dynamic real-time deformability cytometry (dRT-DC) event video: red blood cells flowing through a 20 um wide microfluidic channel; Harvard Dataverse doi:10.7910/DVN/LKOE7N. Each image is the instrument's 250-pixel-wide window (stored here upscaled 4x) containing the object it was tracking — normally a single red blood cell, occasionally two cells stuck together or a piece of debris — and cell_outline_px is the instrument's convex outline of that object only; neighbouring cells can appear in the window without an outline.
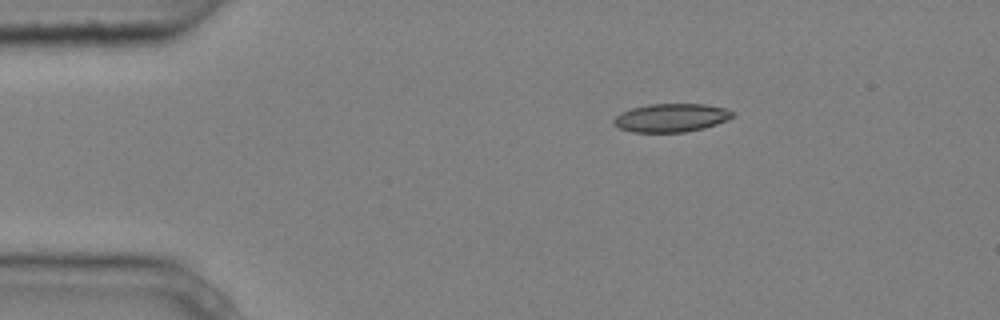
{"species": "common noctule bat (a hibernating species)", "species_latin": "Nyctalus noctula", "temperature_condition": "cold", "stored_images_in_passage": 4, "camera_frame_rate_fps": 3000, "um_per_image_px": 0.085, "animal": {"sex": "male", "body_mass_g": 20.4}, "frame": {"image": 1, "passage_image": 1, "time_ms": 0.0, "image_size_px": [1000, 320], "cell_outline_px": [[736, 116], [716, 124], [704, 128], [684, 132], [632, 132], [620, 128], [612, 124], [612, 120], [620, 112], [632, 108], [648, 104], [704, 104], [724, 108], [736, 112]], "centroid_in_image_um": [57.05, 10.01], "position_along_channel_um": 28.0, "area_um2": 19.77}}
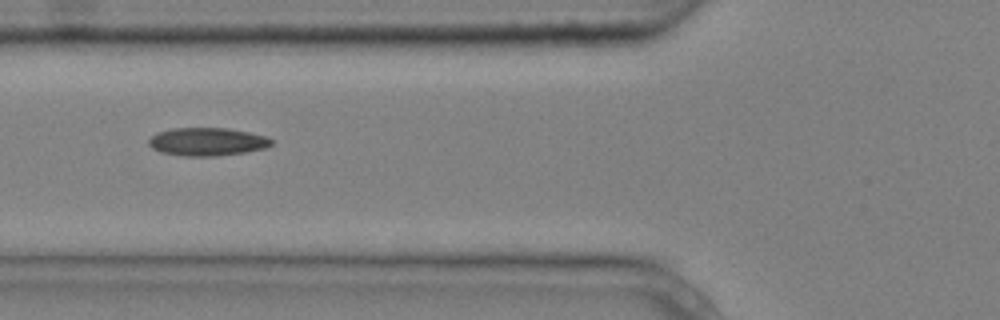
{"frame": {"image": 2, "passage_image": 4, "time_ms": 1.0, "image_size_px": [1000, 320], "cell_outline_px": [[272, 144], [264, 148], [244, 152], [216, 156], [184, 156], [160, 152], [152, 148], [148, 144], [148, 140], [156, 132], [172, 128], [228, 128], [268, 136], [272, 140]], "centroid_in_image_um": [17.59, 12.04], "position_along_channel_um": 108.2, "area_um2": 20.11}}